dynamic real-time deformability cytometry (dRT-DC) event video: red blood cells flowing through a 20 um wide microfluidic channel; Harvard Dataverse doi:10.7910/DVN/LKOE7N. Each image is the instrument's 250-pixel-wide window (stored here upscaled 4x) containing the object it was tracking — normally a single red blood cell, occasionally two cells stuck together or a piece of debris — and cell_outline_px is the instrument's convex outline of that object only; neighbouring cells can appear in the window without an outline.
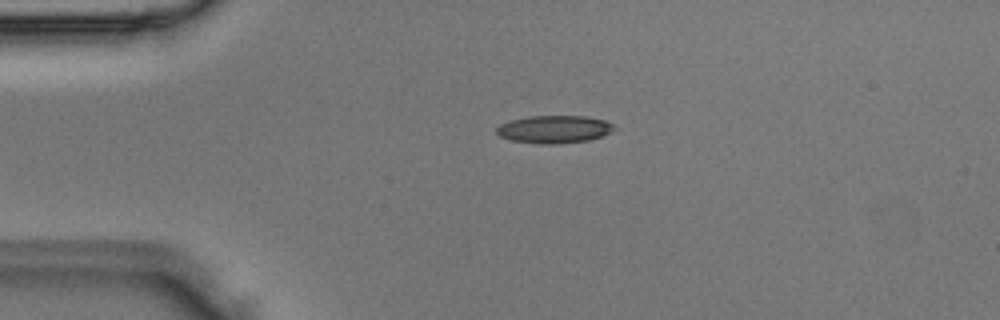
{"species": "Egyptian fruit bat (a non-hibernating species)", "species_latin": "Rousettus aegyptiacus", "temperature_condition": "room temperature", "stored_images_in_passage": 38, "camera_frame_rate_fps": 3000, "um_per_image_px": 0.085, "animal": {"sex": "male"}, "frame": {"image": 1, "passage_image": 1, "time_ms": 0.0, "image_size_px": [1000, 320], "cell_outline_px": [[616, 128], [612, 132], [588, 140], [556, 144], [536, 144], [512, 140], [500, 136], [496, 132], [496, 128], [500, 124], [508, 120], [528, 116], [584, 116], [608, 120]], "centroid_in_image_um": [47.1, 10.98], "position_along_channel_um": 37.9, "area_um2": 19.13}}
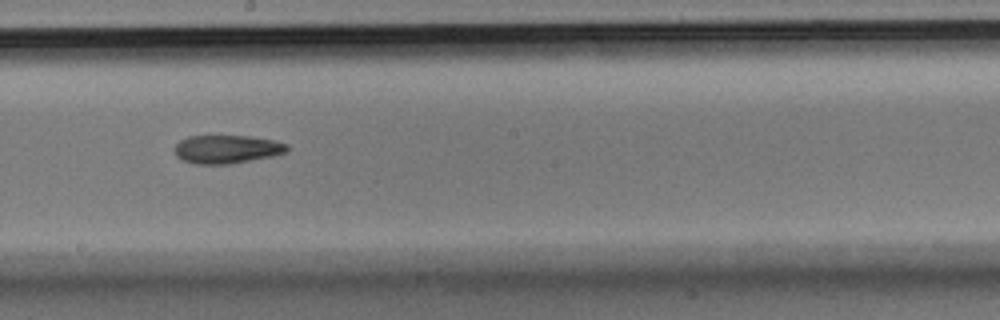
{"frame": {"image": 2, "passage_image": 17, "time_ms": 5.333, "image_size_px": [1000, 320], "cell_outline_px": [[288, 152], [272, 156], [228, 164], [196, 164], [184, 160], [176, 156], [176, 144], [180, 140], [188, 136], [248, 136], [272, 140], [288, 144]], "centroid_in_image_um": [19.29, 12.68], "position_along_channel_um": 228.9, "area_um2": 18.38}}
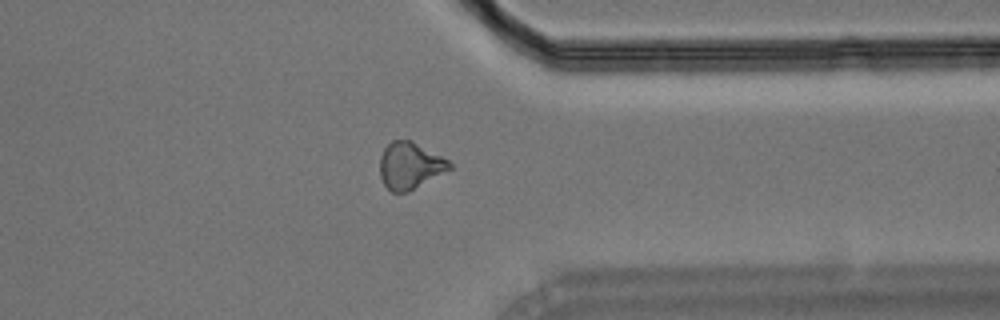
{"frame": {"image": 3, "passage_image": 28, "time_ms": 9.0, "image_size_px": [1000, 320], "cell_outline_px": [[452, 168], [408, 192], [392, 192], [384, 184], [380, 176], [380, 156], [384, 148], [392, 140], [412, 140], [448, 160], [452, 164]], "centroid_in_image_um": [34.83, 14.07], "position_along_channel_um": 376.6, "area_um2": 18.84}}